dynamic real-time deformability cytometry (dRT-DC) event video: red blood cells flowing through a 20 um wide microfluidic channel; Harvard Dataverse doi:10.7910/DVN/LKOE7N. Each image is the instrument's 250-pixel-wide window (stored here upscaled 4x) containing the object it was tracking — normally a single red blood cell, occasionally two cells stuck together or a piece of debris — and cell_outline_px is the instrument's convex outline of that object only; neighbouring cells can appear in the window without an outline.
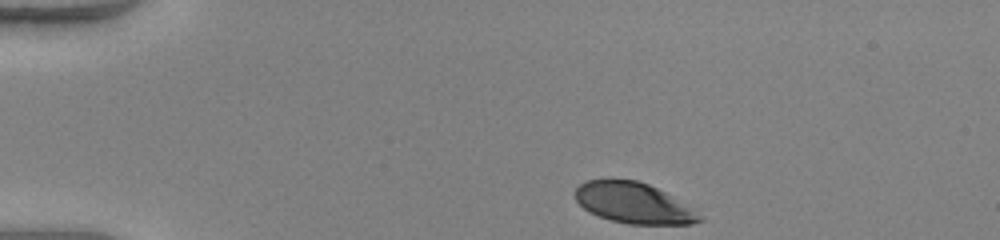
{"species": "human", "species_latin": "Homo sapiens", "temperature_condition": "warm", "stored_images_in_passage": 35, "camera_frame_rate_fps": 3000, "um_per_image_px": 0.085, "donor": {"sex": "female"}, "frame": {"image": 1, "passage_image": 1, "time_ms": 0.0, "image_size_px": [1000, 240], "cell_outline_px": [[704, 220], [692, 224], [628, 224], [612, 220], [588, 212], [576, 200], [576, 188], [580, 184], [588, 180], [636, 180], [648, 184], [664, 192], [704, 216]], "centroid_in_image_um": [53.86, 17.27], "position_along_channel_um": 31.1, "area_um2": 29.02}}
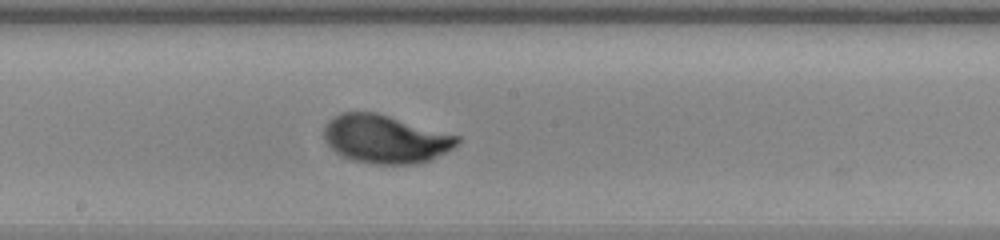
{"frame": {"image": 2, "passage_image": 20, "time_ms": 6.333, "image_size_px": [1000, 240], "cell_outline_px": [[460, 140], [452, 148], [428, 160], [412, 164], [376, 164], [352, 160], [336, 152], [328, 144], [324, 132], [324, 128], [340, 112], [376, 112], [460, 136]], "centroid_in_image_um": [32.77, 11.81], "position_along_channel_um": 215.4, "area_um2": 36.82}}
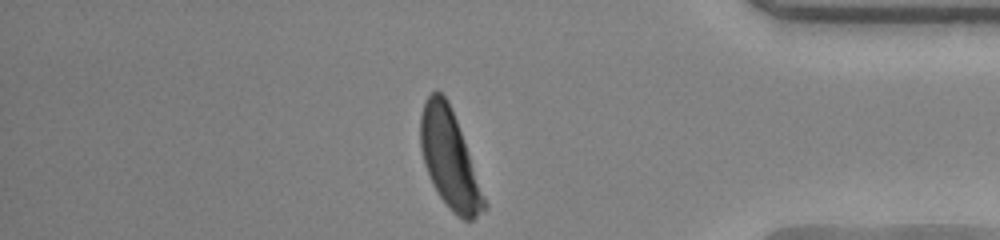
{"frame": {"image": 3, "passage_image": 35, "time_ms": 11.333, "image_size_px": [1000, 240], "cell_outline_px": [[488, 208], [472, 220], [464, 220], [456, 216], [448, 208], [432, 184], [428, 176], [424, 164], [420, 148], [420, 116], [424, 100], [436, 88], [448, 100], [456, 120], [488, 204]], "centroid_in_image_um": [38.19, 13.54], "position_along_channel_um": 397.0, "area_um2": 36.36}, "authors_computed_cell_mechanics": {"area_um2": 36.0672, "velocity_mm_per_s": 4.0866, "shape_relaxation_time_tau1_ms": 2.3175, "shape_relaxation_time_tau2_ms": null, "deformation_change_tau1": 0.1771, "deformation_change_tau2": null}}